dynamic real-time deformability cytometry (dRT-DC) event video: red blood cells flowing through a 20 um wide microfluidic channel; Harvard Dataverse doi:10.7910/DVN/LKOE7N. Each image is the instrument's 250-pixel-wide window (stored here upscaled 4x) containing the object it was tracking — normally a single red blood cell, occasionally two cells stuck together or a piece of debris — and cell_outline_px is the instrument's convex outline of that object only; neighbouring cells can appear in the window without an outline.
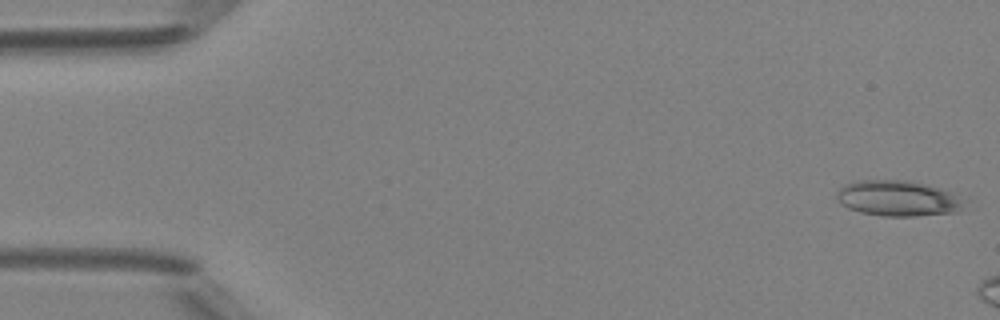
{"species": "Egyptian fruit bat (a non-hibernating species)", "species_latin": "Rousettus aegyptiacus", "temperature_condition": "room temperature", "stored_images_in_passage": 7, "camera_frame_rate_fps": 3000, "um_per_image_px": 0.085, "animal": {"sex": "female"}, "frame": {"image": 1, "passage_image": 1, "time_ms": 0.0, "image_size_px": [1000, 320], "cell_outline_px": [[976, 208], [960, 212], [916, 216], [884, 216], [860, 212], [848, 208], [840, 204], [836, 196], [836, 192], [844, 184], [856, 180], [908, 180], [940, 188], [972, 200]], "centroid_in_image_um": [76.53, 16.88], "position_along_channel_um": 8.5, "area_um2": 27.69}}